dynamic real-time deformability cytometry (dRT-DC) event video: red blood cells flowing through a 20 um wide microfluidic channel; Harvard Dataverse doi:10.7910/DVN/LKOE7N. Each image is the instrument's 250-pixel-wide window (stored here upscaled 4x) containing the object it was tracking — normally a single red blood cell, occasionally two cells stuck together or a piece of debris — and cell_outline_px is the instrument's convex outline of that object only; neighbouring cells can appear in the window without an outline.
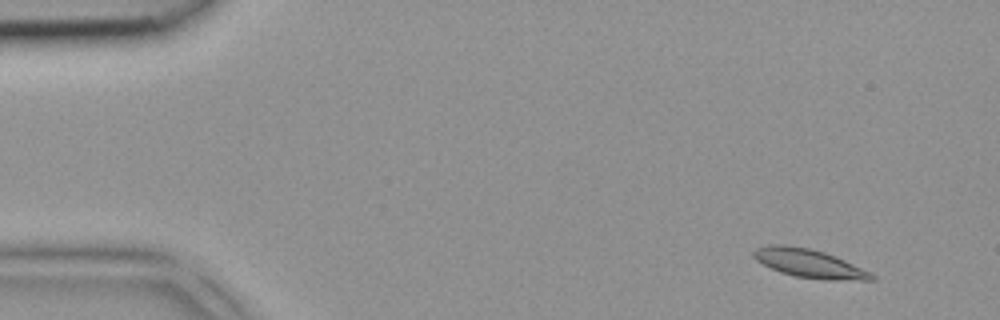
{"species": "common noctule bat (a hibernating species)", "species_latin": "Nyctalus noctula", "temperature_condition": "room temperature", "stored_images_in_passage": 6, "camera_frame_rate_fps": 3000, "um_per_image_px": 0.085, "animal": {"sex": "female", "body_mass_g": 18.4}, "frame": {"image": 1, "passage_image": 2, "time_ms": 0.333, "image_size_px": [1000, 320], "cell_outline_px": [[876, 280], [828, 280], [796, 276], [780, 272], [756, 260], [752, 256], [752, 252], [756, 248], [768, 244], [784, 244], [808, 248], [824, 252], [844, 260], [876, 276]], "centroid_in_image_um": [68.74, 22.38], "position_along_channel_um": 16.3, "area_um2": 19.36}}
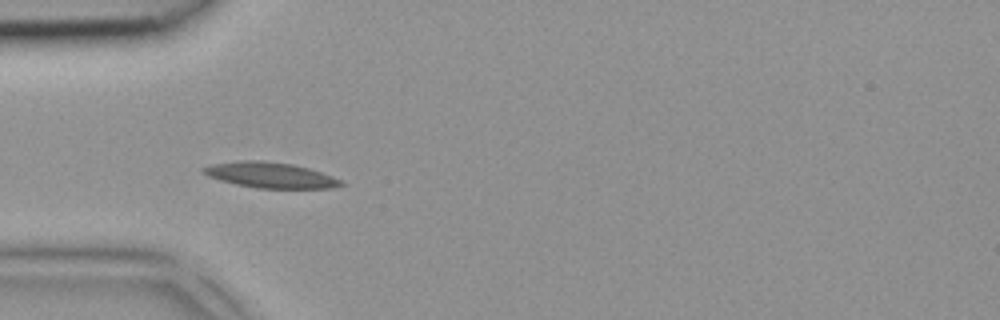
{"frame": {"image": 2, "passage_image": 5, "time_ms": 1.333, "image_size_px": [1000, 320], "cell_outline_px": [[344, 184], [332, 188], [256, 188], [236, 184], [220, 180], [208, 176], [200, 168], [212, 164], [240, 160], [264, 160], [292, 164], [308, 168], [344, 180]], "centroid_in_image_um": [22.98, 14.88], "position_along_channel_um": 62.0, "area_um2": 20.52}}